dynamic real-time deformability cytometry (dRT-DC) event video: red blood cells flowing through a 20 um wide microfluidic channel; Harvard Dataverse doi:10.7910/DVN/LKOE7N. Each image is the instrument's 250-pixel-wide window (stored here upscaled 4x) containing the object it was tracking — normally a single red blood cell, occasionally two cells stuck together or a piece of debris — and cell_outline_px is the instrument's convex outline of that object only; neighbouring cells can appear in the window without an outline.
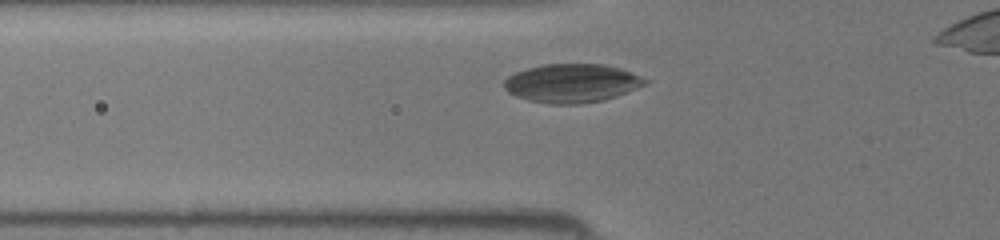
{"species": "common noctule bat (a hibernating species)", "species_latin": "Nyctalus noctula", "temperature_condition": "room temperature", "stored_images_in_passage": 28, "camera_frame_rate_fps": 3000, "um_per_image_px": 0.085, "animal": {"sex": "female", "body_mass_g": 19.5, "forearm_length_mm": 54.1}, "frame": {"image": 1, "passage_image": 4, "time_ms": 1.0, "image_size_px": [1000, 240], "cell_outline_px": [[652, 80], [648, 84], [616, 96], [604, 100], [584, 104], [548, 104], [528, 100], [516, 96], [508, 92], [504, 88], [504, 80], [508, 76], [516, 72], [528, 68], [544, 64], [604, 64], [620, 68]], "centroid_in_image_um": [48.64, 7.08], "position_along_channel_um": 77.2, "area_um2": 32.02}}
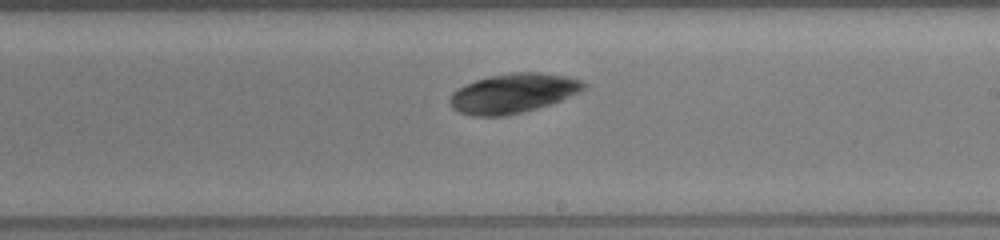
{"frame": {"image": 2, "passage_image": 15, "time_ms": 4.667, "image_size_px": [1000, 240], "cell_outline_px": [[588, 84], [580, 92], [560, 100], [536, 108], [504, 116], [472, 116], [460, 112], [452, 108], [448, 100], [452, 92], [456, 88], [464, 84], [488, 76], [512, 72], [540, 72], [568, 76], [580, 80]], "centroid_in_image_um": [43.58, 7.91], "position_along_channel_um": 245.4, "area_um2": 30.87}}
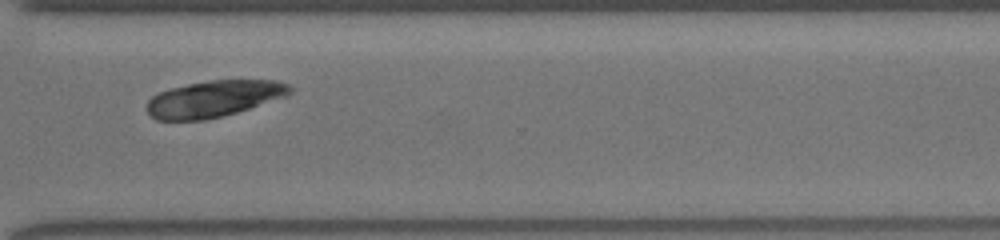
{"frame": {"image": 3, "passage_image": 22, "time_ms": 7.0, "image_size_px": [1000, 240], "cell_outline_px": [[292, 92], [288, 96], [236, 112], [204, 120], [156, 120], [148, 116], [144, 108], [148, 100], [156, 92], [168, 88], [208, 80], [276, 80], [288, 84], [292, 88]], "centroid_in_image_um": [18.12, 8.39], "position_along_channel_um": 352.5, "area_um2": 30.75}}